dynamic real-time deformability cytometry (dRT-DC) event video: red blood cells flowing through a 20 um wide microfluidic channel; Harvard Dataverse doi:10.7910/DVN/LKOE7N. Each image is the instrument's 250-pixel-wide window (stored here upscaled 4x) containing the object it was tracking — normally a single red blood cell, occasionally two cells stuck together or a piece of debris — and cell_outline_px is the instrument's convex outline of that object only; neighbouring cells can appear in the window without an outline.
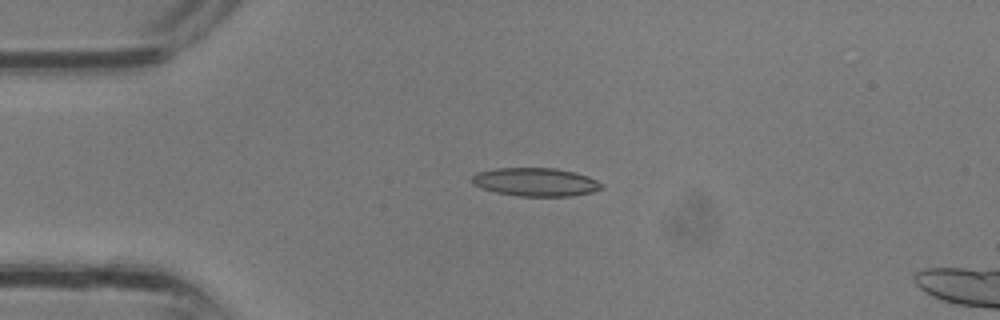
{"species": "common noctule bat (a hibernating species)", "species_latin": "Nyctalus noctula", "temperature_condition": "room temperature", "stored_images_in_passage": 3, "camera_frame_rate_fps": 3000, "um_per_image_px": 0.085, "animal": {"sex": "male", "body_mass_g": 13.3}, "frame": {"image": 1, "passage_image": 2, "time_ms": 0.333, "image_size_px": [1000, 320], "cell_outline_px": [[604, 188], [592, 192], [572, 196], [520, 196], [496, 192], [480, 188], [472, 184], [472, 176], [476, 172], [496, 168], [556, 168], [576, 172], [588, 176], [604, 184]], "centroid_in_image_um": [45.54, 15.47], "position_along_channel_um": 39.5, "area_um2": 21.62}}